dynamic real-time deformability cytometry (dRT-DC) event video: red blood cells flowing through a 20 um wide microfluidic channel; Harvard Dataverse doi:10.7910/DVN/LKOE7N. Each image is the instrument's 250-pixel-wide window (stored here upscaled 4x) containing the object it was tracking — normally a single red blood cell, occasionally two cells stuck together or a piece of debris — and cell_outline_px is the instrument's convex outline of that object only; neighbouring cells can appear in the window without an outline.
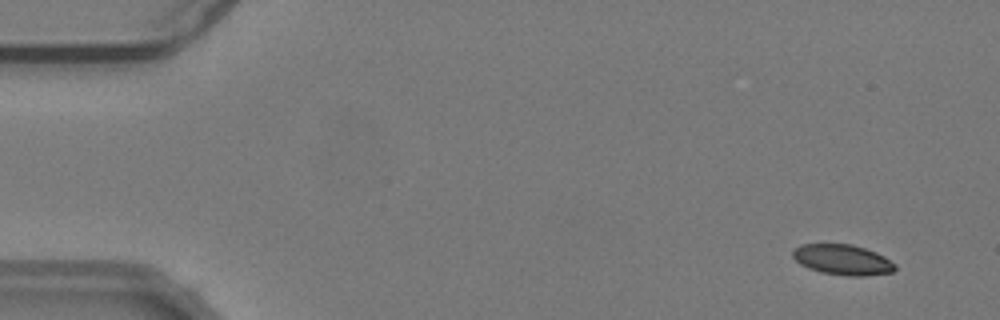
{"species": "common noctule bat (a hibernating species)", "species_latin": "Nyctalus noctula", "temperature_condition": "warm", "stored_images_in_passage": 55, "camera_frame_rate_fps": 3000, "um_per_image_px": 0.085, "animal": {"sex": "male", "body_mass_g": 19.2, "forearm_length_mm": 51.8}, "frame": {"image": 1, "passage_image": 4, "time_ms": 1.0, "image_size_px": [1000, 320], "cell_outline_px": [[896, 268], [892, 272], [864, 276], [848, 276], [820, 272], [808, 268], [800, 264], [792, 256], [792, 252], [800, 244], [852, 244], [876, 252], [884, 256], [896, 264]], "centroid_in_image_um": [71.62, 22.08], "position_along_channel_um": 13.4, "area_um2": 18.15}}
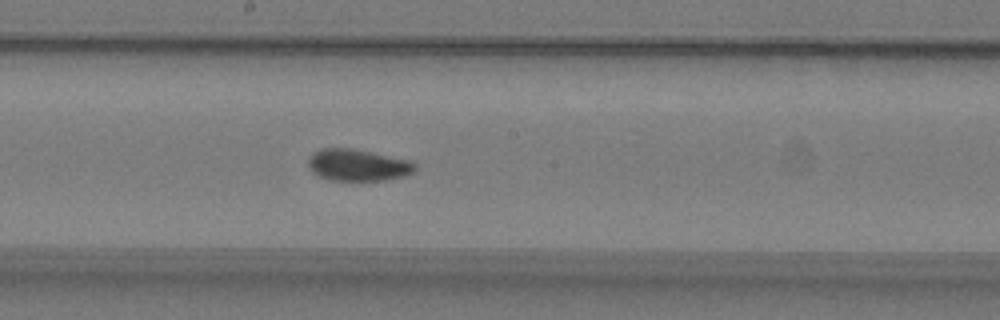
{"frame": {"image": 2, "passage_image": 30, "time_ms": 9.667, "image_size_px": [1000, 320], "cell_outline_px": [[416, 172], [404, 176], [384, 180], [332, 180], [320, 176], [312, 172], [308, 164], [308, 160], [312, 152], [320, 148], [352, 148], [372, 152], [408, 160], [416, 164]], "centroid_in_image_um": [30.41, 14.02], "position_along_channel_um": 217.8, "area_um2": 19.77}}
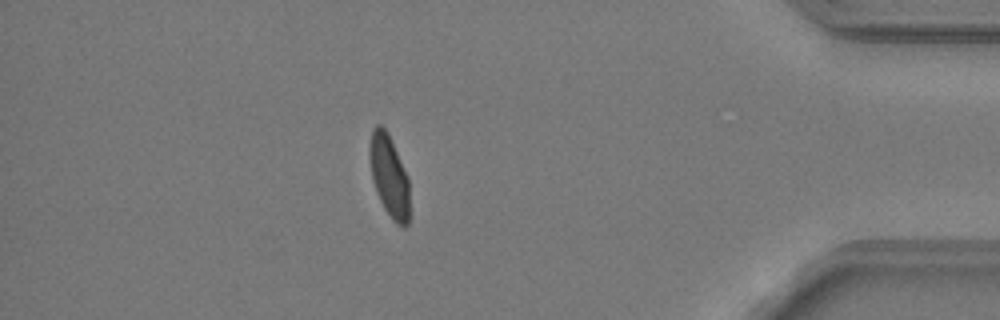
{"frame": {"image": 3, "passage_image": 48, "time_ms": 15.667, "image_size_px": [1000, 320], "cell_outline_px": [[408, 224], [404, 228], [396, 224], [392, 220], [384, 208], [376, 192], [372, 180], [368, 152], [368, 148], [372, 128], [376, 124], [380, 124], [388, 132], [408, 176]], "centroid_in_image_um": [33.05, 14.93], "position_along_channel_um": 402.2, "area_um2": 19.25}, "authors_computed_cell_mechanics": {"area_um2": 19.2474, "velocity_mm_per_s": 3.7943, "shape_relaxation_time_tau1_ms": 5.3238, "shape_relaxation_time_tau2_ms": null, "deformation_change_tau1": 0.1335, "deformation_change_tau2": null}}